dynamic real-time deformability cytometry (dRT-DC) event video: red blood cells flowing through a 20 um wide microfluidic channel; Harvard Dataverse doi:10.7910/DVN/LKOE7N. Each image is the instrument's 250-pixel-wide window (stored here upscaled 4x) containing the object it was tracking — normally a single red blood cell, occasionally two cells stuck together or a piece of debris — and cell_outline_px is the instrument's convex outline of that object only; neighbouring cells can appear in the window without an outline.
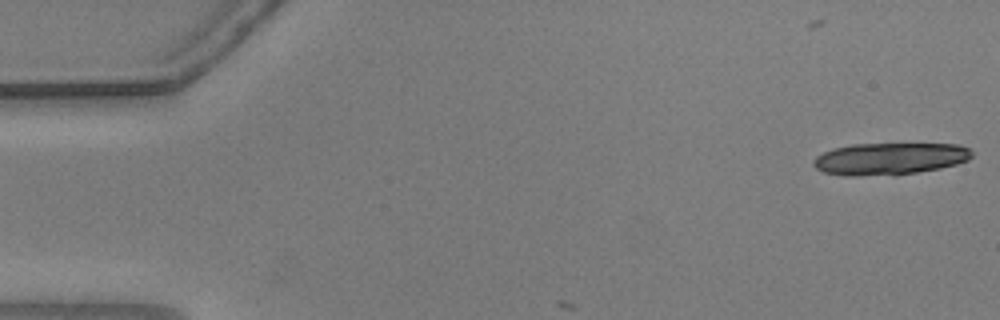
{"species": "common noctule bat (a hibernating species)", "species_latin": "Nyctalus noctula", "temperature_condition": "warm", "stored_images_in_passage": 2, "camera_frame_rate_fps": 3000, "um_per_image_px": 0.085, "animal": {"sex": "male", "body_mass_g": 20.5, "forearm_length_mm": 52.5}, "frame": {"image": 1, "passage_image": 2, "time_ms": 0.333, "image_size_px": [1000, 320], "cell_outline_px": [[972, 156], [968, 160], [956, 164], [940, 168], [892, 176], [844, 176], [824, 172], [816, 168], [812, 164], [812, 160], [816, 156], [832, 148], [852, 144], [956, 144], [968, 148], [972, 152]], "centroid_in_image_um": [75.58, 13.5], "position_along_channel_um": 9.4, "area_um2": 29.82}}